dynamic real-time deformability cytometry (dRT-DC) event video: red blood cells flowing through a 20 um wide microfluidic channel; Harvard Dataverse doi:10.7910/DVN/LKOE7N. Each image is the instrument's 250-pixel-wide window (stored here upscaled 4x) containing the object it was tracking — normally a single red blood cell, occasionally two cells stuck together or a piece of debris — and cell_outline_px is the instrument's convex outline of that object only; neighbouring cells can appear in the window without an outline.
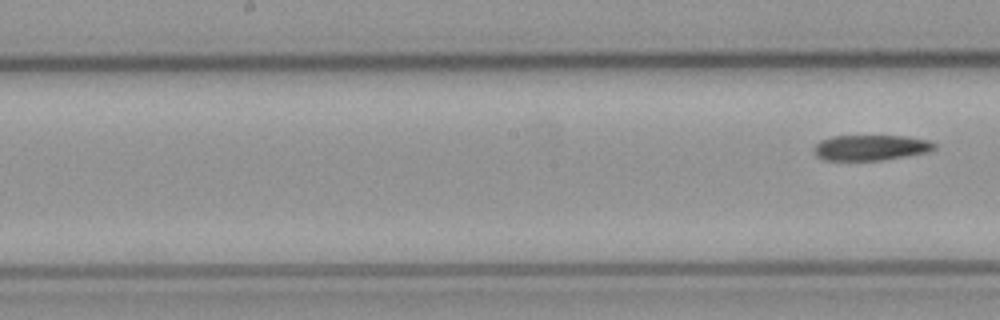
{"species": "common noctule bat (a hibernating species)", "species_latin": "Nyctalus noctula", "temperature_condition": "cold", "stored_images_in_passage": 9, "segment_of_instrument_passage": [2, 2], "camera_frame_rate_fps": 3000, "um_per_image_px": 0.085, "animal": {"sex": "male", "body_mass_g": 23.1, "forearm_length_mm": 52.7}, "frame": {"image": 1, "passage_image": 9, "time_ms": 10.667, "image_size_px": [1000, 320], "cell_outline_px": [[936, 148], [928, 152], [884, 160], [824, 160], [816, 156], [812, 148], [820, 140], [832, 136], [908, 136], [928, 140], [936, 144]], "centroid_in_image_um": [74.0, 12.55], "position_along_channel_um": 174.2, "area_um2": 18.03}}